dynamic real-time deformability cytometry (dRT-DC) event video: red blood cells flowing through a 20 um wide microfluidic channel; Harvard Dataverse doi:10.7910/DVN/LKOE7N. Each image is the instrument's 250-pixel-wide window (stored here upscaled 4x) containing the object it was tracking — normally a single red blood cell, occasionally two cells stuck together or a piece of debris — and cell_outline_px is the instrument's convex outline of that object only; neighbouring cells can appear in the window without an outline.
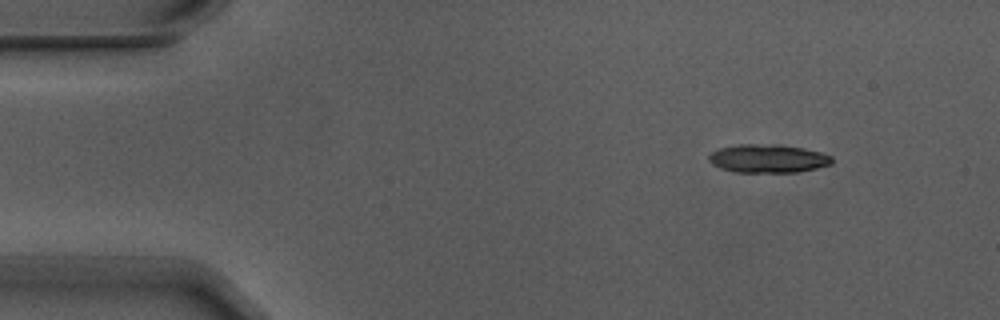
{"species": "Egyptian fruit bat (a non-hibernating species)", "species_latin": "Rousettus aegyptiacus", "temperature_condition": "warm", "stored_images_in_passage": 6, "camera_frame_rate_fps": 3000, "um_per_image_px": 0.085, "animal": {"sex": "male"}, "frame": {"image": 1, "passage_image": 2, "time_ms": 0.333, "image_size_px": [1000, 320], "cell_outline_px": [[832, 164], [816, 168], [796, 172], [736, 172], [720, 168], [712, 164], [708, 160], [708, 156], [712, 152], [720, 148], [740, 144], [776, 144], [800, 148], [820, 152], [832, 156]], "centroid_in_image_um": [65.26, 13.48], "position_along_channel_um": 19.7, "area_um2": 20.23}}
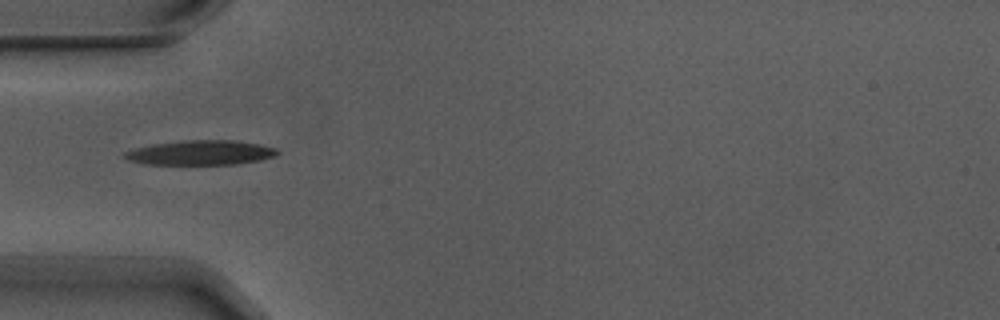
{"frame": {"image": 2, "passage_image": 5, "time_ms": 1.333, "image_size_px": [1000, 320], "cell_outline_px": [[280, 152], [276, 156], [260, 160], [236, 164], [144, 164], [128, 160], [124, 156], [124, 152], [136, 148], [152, 144], [184, 140], [232, 140], [260, 144], [276, 148]], "centroid_in_image_um": [17.08, 12.97], "position_along_channel_um": 67.9, "area_um2": 21.91}}